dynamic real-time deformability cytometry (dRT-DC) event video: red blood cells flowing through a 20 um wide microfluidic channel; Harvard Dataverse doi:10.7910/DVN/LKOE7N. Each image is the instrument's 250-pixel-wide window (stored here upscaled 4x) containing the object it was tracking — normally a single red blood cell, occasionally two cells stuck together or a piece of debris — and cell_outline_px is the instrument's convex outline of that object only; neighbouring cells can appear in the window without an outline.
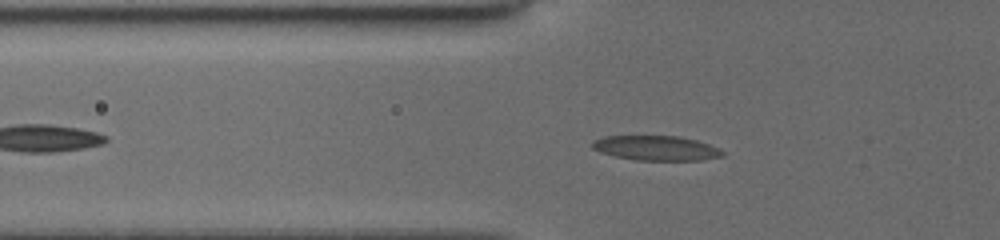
{"species": "common noctule bat (a hibernating species)", "species_latin": "Nyctalus noctula", "temperature_condition": "cold", "stored_images_in_passage": 45, "segment_of_instrument_passage": [1, 2], "camera_frame_rate_fps": 3000, "um_per_image_px": 0.085, "animal": {"sex": "female", "body_mass_g": 19.5, "forearm_length_mm": 54.1}, "frame": {"image": 1, "passage_image": 10, "time_ms": 3.0, "image_size_px": [1000, 240], "cell_outline_px": [[724, 156], [700, 160], [636, 160], [612, 156], [600, 152], [592, 148], [592, 140], [604, 136], [676, 136], [696, 140], [720, 148], [724, 152]], "centroid_in_image_um": [55.75, 12.59], "position_along_channel_um": 70.1, "area_um2": 18.84}}
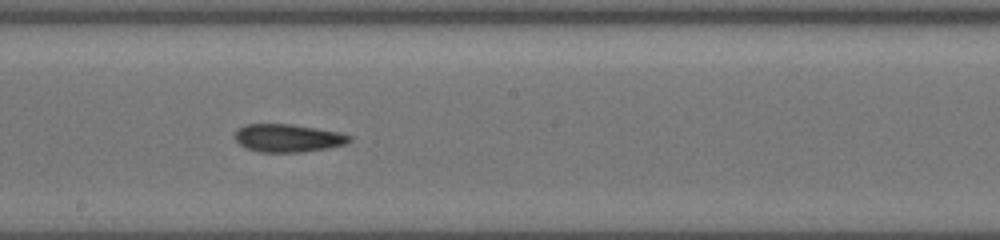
{"frame": {"image": 2, "passage_image": 22, "time_ms": 7.0, "image_size_px": [1000, 240], "cell_outline_px": [[352, 140], [348, 144], [328, 148], [304, 152], [260, 152], [244, 148], [236, 140], [236, 132], [244, 124], [292, 124], [340, 132], [352, 136]], "centroid_in_image_um": [24.52, 11.74], "position_along_channel_um": 223.7, "area_um2": 18.79}}
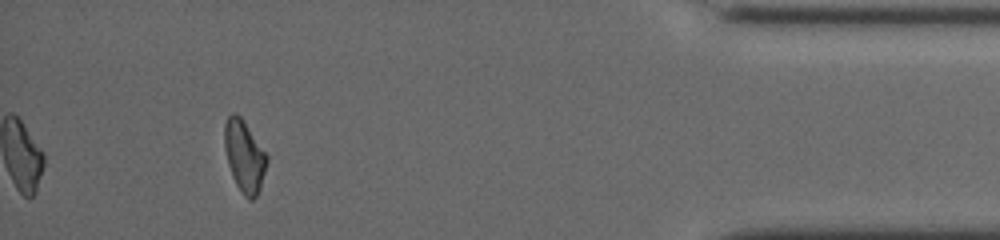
{"frame": {"image": 3, "passage_image": 40, "time_ms": 13.0, "image_size_px": [1000, 240], "cell_outline_px": [[268, 160], [260, 188], [256, 196], [252, 200], [248, 200], [244, 196], [236, 184], [232, 176], [228, 164], [224, 148], [224, 124], [228, 116], [232, 112], [236, 112], [240, 116], [268, 156]], "centroid_in_image_um": [20.75, 13.27], "position_along_channel_um": 414.4, "area_um2": 17.63}}